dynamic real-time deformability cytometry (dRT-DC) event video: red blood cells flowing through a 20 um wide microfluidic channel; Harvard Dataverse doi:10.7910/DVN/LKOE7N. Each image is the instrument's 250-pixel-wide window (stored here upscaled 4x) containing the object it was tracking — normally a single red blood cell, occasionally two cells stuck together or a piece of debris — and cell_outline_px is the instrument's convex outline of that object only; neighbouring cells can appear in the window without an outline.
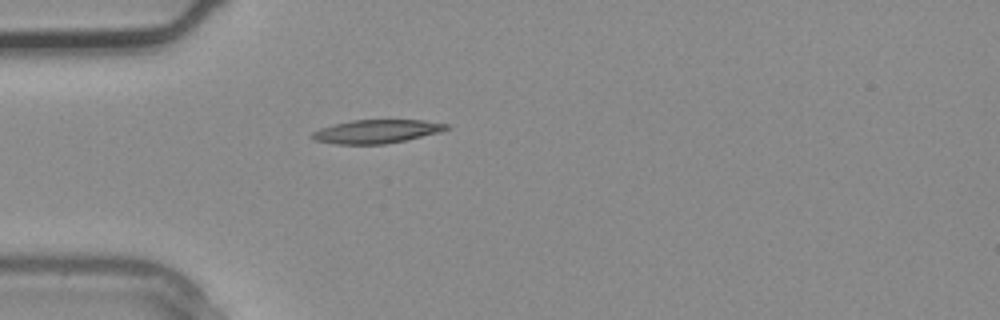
{"species": "common noctule bat (a hibernating species)", "species_latin": "Nyctalus noctula", "temperature_condition": "warm", "stored_images_in_passage": 3, "camera_frame_rate_fps": 3000, "um_per_image_px": 0.085, "animal": {"sex": "male", "body_mass_g": 20.4}, "frame": {"image": 1, "passage_image": 3, "time_ms": 0.667, "image_size_px": [1000, 320], "cell_outline_px": [[452, 128], [440, 132], [404, 140], [384, 144], [336, 144], [316, 140], [308, 136], [312, 132], [320, 128], [332, 124], [352, 120], [424, 120], [448, 124]], "centroid_in_image_um": [32.0, 11.16], "position_along_channel_um": 53.0, "area_um2": 18.44}}